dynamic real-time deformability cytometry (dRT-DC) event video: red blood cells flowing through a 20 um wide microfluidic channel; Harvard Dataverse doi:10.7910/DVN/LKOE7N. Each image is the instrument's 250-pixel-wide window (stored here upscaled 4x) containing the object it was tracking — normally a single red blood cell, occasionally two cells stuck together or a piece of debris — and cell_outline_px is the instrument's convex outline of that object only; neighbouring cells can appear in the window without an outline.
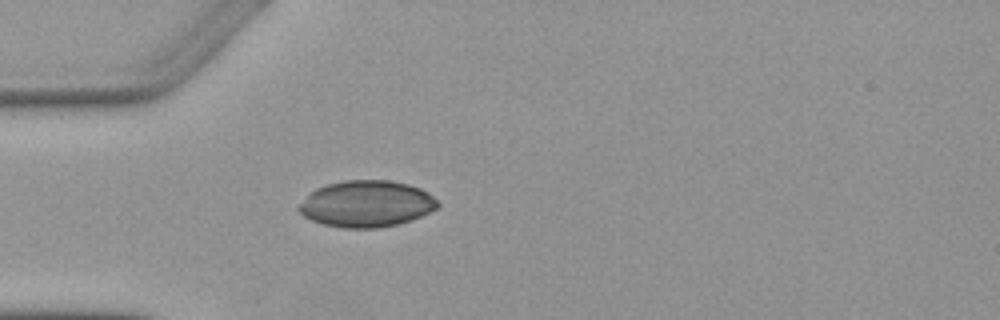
{"species": "Egyptian fruit bat (a non-hibernating species)", "species_latin": "Rousettus aegyptiacus", "temperature_condition": "warm", "stored_images_in_passage": 3, "camera_frame_rate_fps": 3000, "um_per_image_px": 0.085, "animal": {"sex": "female"}, "frame": {"image": 1, "passage_image": 3, "time_ms": 2.333, "image_size_px": [1000, 320], "cell_outline_px": [[440, 204], [436, 208], [412, 220], [400, 224], [376, 228], [344, 228], [324, 224], [312, 220], [304, 216], [296, 208], [316, 188], [328, 184], [344, 180], [388, 180], [408, 184], [420, 188], [428, 192]], "centroid_in_image_um": [31.17, 17.33], "position_along_channel_um": 53.8, "area_um2": 37.4}}